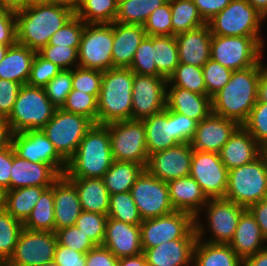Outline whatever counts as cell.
Returning a JSON list of instances; mask_svg holds the SVG:
<instances>
[{"label":"cell","mask_w":267,"mask_h":266,"mask_svg":"<svg viewBox=\"0 0 267 266\" xmlns=\"http://www.w3.org/2000/svg\"><path fill=\"white\" fill-rule=\"evenodd\" d=\"M43 88L51 103L56 108H61L72 90V69L61 70Z\"/></svg>","instance_id":"cell-51"},{"label":"cell","mask_w":267,"mask_h":266,"mask_svg":"<svg viewBox=\"0 0 267 266\" xmlns=\"http://www.w3.org/2000/svg\"><path fill=\"white\" fill-rule=\"evenodd\" d=\"M0 6L13 13L26 9V0H0Z\"/></svg>","instance_id":"cell-68"},{"label":"cell","mask_w":267,"mask_h":266,"mask_svg":"<svg viewBox=\"0 0 267 266\" xmlns=\"http://www.w3.org/2000/svg\"><path fill=\"white\" fill-rule=\"evenodd\" d=\"M257 100L267 104V66H263L258 82Z\"/></svg>","instance_id":"cell-65"},{"label":"cell","mask_w":267,"mask_h":266,"mask_svg":"<svg viewBox=\"0 0 267 266\" xmlns=\"http://www.w3.org/2000/svg\"><path fill=\"white\" fill-rule=\"evenodd\" d=\"M143 27L147 36H172L170 0L154 10Z\"/></svg>","instance_id":"cell-53"},{"label":"cell","mask_w":267,"mask_h":266,"mask_svg":"<svg viewBox=\"0 0 267 266\" xmlns=\"http://www.w3.org/2000/svg\"><path fill=\"white\" fill-rule=\"evenodd\" d=\"M75 15L74 9L60 4H41L15 13L17 42L39 52L51 36Z\"/></svg>","instance_id":"cell-2"},{"label":"cell","mask_w":267,"mask_h":266,"mask_svg":"<svg viewBox=\"0 0 267 266\" xmlns=\"http://www.w3.org/2000/svg\"><path fill=\"white\" fill-rule=\"evenodd\" d=\"M264 19V15L246 0H232L224 10L207 21V24L212 35L260 36V26Z\"/></svg>","instance_id":"cell-11"},{"label":"cell","mask_w":267,"mask_h":266,"mask_svg":"<svg viewBox=\"0 0 267 266\" xmlns=\"http://www.w3.org/2000/svg\"><path fill=\"white\" fill-rule=\"evenodd\" d=\"M239 126L234 120L211 113L197 123L195 135L190 144L193 150L219 153Z\"/></svg>","instance_id":"cell-21"},{"label":"cell","mask_w":267,"mask_h":266,"mask_svg":"<svg viewBox=\"0 0 267 266\" xmlns=\"http://www.w3.org/2000/svg\"><path fill=\"white\" fill-rule=\"evenodd\" d=\"M49 0H26V8L35 6V5H41V4H48Z\"/></svg>","instance_id":"cell-72"},{"label":"cell","mask_w":267,"mask_h":266,"mask_svg":"<svg viewBox=\"0 0 267 266\" xmlns=\"http://www.w3.org/2000/svg\"><path fill=\"white\" fill-rule=\"evenodd\" d=\"M11 144L20 158L51 165L60 175H64L67 162L57 153L54 145L42 129L27 130L12 134Z\"/></svg>","instance_id":"cell-17"},{"label":"cell","mask_w":267,"mask_h":266,"mask_svg":"<svg viewBox=\"0 0 267 266\" xmlns=\"http://www.w3.org/2000/svg\"><path fill=\"white\" fill-rule=\"evenodd\" d=\"M98 97L99 95L72 89L61 109L69 113L83 115L94 124H98Z\"/></svg>","instance_id":"cell-44"},{"label":"cell","mask_w":267,"mask_h":266,"mask_svg":"<svg viewBox=\"0 0 267 266\" xmlns=\"http://www.w3.org/2000/svg\"><path fill=\"white\" fill-rule=\"evenodd\" d=\"M179 63L203 67L211 57L212 34L208 24L175 35Z\"/></svg>","instance_id":"cell-23"},{"label":"cell","mask_w":267,"mask_h":266,"mask_svg":"<svg viewBox=\"0 0 267 266\" xmlns=\"http://www.w3.org/2000/svg\"><path fill=\"white\" fill-rule=\"evenodd\" d=\"M56 109L43 87L22 85L7 118L12 134L42 129L53 117Z\"/></svg>","instance_id":"cell-7"},{"label":"cell","mask_w":267,"mask_h":266,"mask_svg":"<svg viewBox=\"0 0 267 266\" xmlns=\"http://www.w3.org/2000/svg\"><path fill=\"white\" fill-rule=\"evenodd\" d=\"M134 72L130 68L103 71L98 97V124L131 119Z\"/></svg>","instance_id":"cell-4"},{"label":"cell","mask_w":267,"mask_h":266,"mask_svg":"<svg viewBox=\"0 0 267 266\" xmlns=\"http://www.w3.org/2000/svg\"><path fill=\"white\" fill-rule=\"evenodd\" d=\"M167 79L134 73L131 119L142 120L166 108Z\"/></svg>","instance_id":"cell-16"},{"label":"cell","mask_w":267,"mask_h":266,"mask_svg":"<svg viewBox=\"0 0 267 266\" xmlns=\"http://www.w3.org/2000/svg\"><path fill=\"white\" fill-rule=\"evenodd\" d=\"M48 187H22L6 192V211L16 220L24 223L34 206Z\"/></svg>","instance_id":"cell-36"},{"label":"cell","mask_w":267,"mask_h":266,"mask_svg":"<svg viewBox=\"0 0 267 266\" xmlns=\"http://www.w3.org/2000/svg\"><path fill=\"white\" fill-rule=\"evenodd\" d=\"M262 66L233 71L229 82L211 97L212 113L242 125L257 103Z\"/></svg>","instance_id":"cell-1"},{"label":"cell","mask_w":267,"mask_h":266,"mask_svg":"<svg viewBox=\"0 0 267 266\" xmlns=\"http://www.w3.org/2000/svg\"><path fill=\"white\" fill-rule=\"evenodd\" d=\"M257 221L263 234L265 243L267 242V198L252 204L247 208Z\"/></svg>","instance_id":"cell-63"},{"label":"cell","mask_w":267,"mask_h":266,"mask_svg":"<svg viewBox=\"0 0 267 266\" xmlns=\"http://www.w3.org/2000/svg\"><path fill=\"white\" fill-rule=\"evenodd\" d=\"M23 227L32 231L55 232L53 188L48 187L41 195Z\"/></svg>","instance_id":"cell-38"},{"label":"cell","mask_w":267,"mask_h":266,"mask_svg":"<svg viewBox=\"0 0 267 266\" xmlns=\"http://www.w3.org/2000/svg\"><path fill=\"white\" fill-rule=\"evenodd\" d=\"M204 206L203 209H207V228L213 234L212 239L204 241L229 244L233 239L240 216L246 208L225 198L209 199Z\"/></svg>","instance_id":"cell-19"},{"label":"cell","mask_w":267,"mask_h":266,"mask_svg":"<svg viewBox=\"0 0 267 266\" xmlns=\"http://www.w3.org/2000/svg\"><path fill=\"white\" fill-rule=\"evenodd\" d=\"M170 8L172 36L207 24L192 0H170Z\"/></svg>","instance_id":"cell-40"},{"label":"cell","mask_w":267,"mask_h":266,"mask_svg":"<svg viewBox=\"0 0 267 266\" xmlns=\"http://www.w3.org/2000/svg\"><path fill=\"white\" fill-rule=\"evenodd\" d=\"M130 193L142 220L172 213L167 182L152 176L146 169L136 179Z\"/></svg>","instance_id":"cell-14"},{"label":"cell","mask_w":267,"mask_h":266,"mask_svg":"<svg viewBox=\"0 0 267 266\" xmlns=\"http://www.w3.org/2000/svg\"><path fill=\"white\" fill-rule=\"evenodd\" d=\"M23 223L6 210L0 211V261L9 260L16 247Z\"/></svg>","instance_id":"cell-45"},{"label":"cell","mask_w":267,"mask_h":266,"mask_svg":"<svg viewBox=\"0 0 267 266\" xmlns=\"http://www.w3.org/2000/svg\"><path fill=\"white\" fill-rule=\"evenodd\" d=\"M108 216L82 211L74 226L82 231L96 246H102Z\"/></svg>","instance_id":"cell-46"},{"label":"cell","mask_w":267,"mask_h":266,"mask_svg":"<svg viewBox=\"0 0 267 266\" xmlns=\"http://www.w3.org/2000/svg\"><path fill=\"white\" fill-rule=\"evenodd\" d=\"M114 159L107 125L93 124L67 162V178H103Z\"/></svg>","instance_id":"cell-3"},{"label":"cell","mask_w":267,"mask_h":266,"mask_svg":"<svg viewBox=\"0 0 267 266\" xmlns=\"http://www.w3.org/2000/svg\"><path fill=\"white\" fill-rule=\"evenodd\" d=\"M195 218L197 240L193 250L192 266H243V260L229 244H214L203 241L205 227Z\"/></svg>","instance_id":"cell-26"},{"label":"cell","mask_w":267,"mask_h":266,"mask_svg":"<svg viewBox=\"0 0 267 266\" xmlns=\"http://www.w3.org/2000/svg\"><path fill=\"white\" fill-rule=\"evenodd\" d=\"M10 190L22 187H51L61 176L51 165L20 158L12 146Z\"/></svg>","instance_id":"cell-24"},{"label":"cell","mask_w":267,"mask_h":266,"mask_svg":"<svg viewBox=\"0 0 267 266\" xmlns=\"http://www.w3.org/2000/svg\"><path fill=\"white\" fill-rule=\"evenodd\" d=\"M115 161L134 162L146 167V129L143 120L128 119L107 124Z\"/></svg>","instance_id":"cell-12"},{"label":"cell","mask_w":267,"mask_h":266,"mask_svg":"<svg viewBox=\"0 0 267 266\" xmlns=\"http://www.w3.org/2000/svg\"><path fill=\"white\" fill-rule=\"evenodd\" d=\"M254 8H256L264 17H267V0H246Z\"/></svg>","instance_id":"cell-69"},{"label":"cell","mask_w":267,"mask_h":266,"mask_svg":"<svg viewBox=\"0 0 267 266\" xmlns=\"http://www.w3.org/2000/svg\"><path fill=\"white\" fill-rule=\"evenodd\" d=\"M263 151L250 133L240 125L223 145L219 155L223 164L231 170L252 162Z\"/></svg>","instance_id":"cell-27"},{"label":"cell","mask_w":267,"mask_h":266,"mask_svg":"<svg viewBox=\"0 0 267 266\" xmlns=\"http://www.w3.org/2000/svg\"><path fill=\"white\" fill-rule=\"evenodd\" d=\"M79 47L46 45L38 53L46 60L60 67L62 70H71L78 67Z\"/></svg>","instance_id":"cell-52"},{"label":"cell","mask_w":267,"mask_h":266,"mask_svg":"<svg viewBox=\"0 0 267 266\" xmlns=\"http://www.w3.org/2000/svg\"><path fill=\"white\" fill-rule=\"evenodd\" d=\"M167 85L187 89L200 95H207L201 67L179 63L174 73L168 78Z\"/></svg>","instance_id":"cell-42"},{"label":"cell","mask_w":267,"mask_h":266,"mask_svg":"<svg viewBox=\"0 0 267 266\" xmlns=\"http://www.w3.org/2000/svg\"><path fill=\"white\" fill-rule=\"evenodd\" d=\"M21 86L18 82L0 79V117H9Z\"/></svg>","instance_id":"cell-57"},{"label":"cell","mask_w":267,"mask_h":266,"mask_svg":"<svg viewBox=\"0 0 267 266\" xmlns=\"http://www.w3.org/2000/svg\"><path fill=\"white\" fill-rule=\"evenodd\" d=\"M224 198L246 209L267 198V150L252 162L229 170Z\"/></svg>","instance_id":"cell-6"},{"label":"cell","mask_w":267,"mask_h":266,"mask_svg":"<svg viewBox=\"0 0 267 266\" xmlns=\"http://www.w3.org/2000/svg\"><path fill=\"white\" fill-rule=\"evenodd\" d=\"M86 23L74 15L50 38L48 45L79 47Z\"/></svg>","instance_id":"cell-49"},{"label":"cell","mask_w":267,"mask_h":266,"mask_svg":"<svg viewBox=\"0 0 267 266\" xmlns=\"http://www.w3.org/2000/svg\"><path fill=\"white\" fill-rule=\"evenodd\" d=\"M93 124L90 119L83 115L69 113L57 108L42 131L54 145L57 153L68 162L74 156L79 143Z\"/></svg>","instance_id":"cell-10"},{"label":"cell","mask_w":267,"mask_h":266,"mask_svg":"<svg viewBox=\"0 0 267 266\" xmlns=\"http://www.w3.org/2000/svg\"><path fill=\"white\" fill-rule=\"evenodd\" d=\"M144 169L138 163L114 160L103 176L109 194L129 192Z\"/></svg>","instance_id":"cell-35"},{"label":"cell","mask_w":267,"mask_h":266,"mask_svg":"<svg viewBox=\"0 0 267 266\" xmlns=\"http://www.w3.org/2000/svg\"><path fill=\"white\" fill-rule=\"evenodd\" d=\"M49 3L64 5L75 10L78 0H49Z\"/></svg>","instance_id":"cell-70"},{"label":"cell","mask_w":267,"mask_h":266,"mask_svg":"<svg viewBox=\"0 0 267 266\" xmlns=\"http://www.w3.org/2000/svg\"><path fill=\"white\" fill-rule=\"evenodd\" d=\"M140 227L142 250L173 240L197 239L195 217L184 211L142 220Z\"/></svg>","instance_id":"cell-9"},{"label":"cell","mask_w":267,"mask_h":266,"mask_svg":"<svg viewBox=\"0 0 267 266\" xmlns=\"http://www.w3.org/2000/svg\"><path fill=\"white\" fill-rule=\"evenodd\" d=\"M11 45H0V61L4 59V56Z\"/></svg>","instance_id":"cell-73"},{"label":"cell","mask_w":267,"mask_h":266,"mask_svg":"<svg viewBox=\"0 0 267 266\" xmlns=\"http://www.w3.org/2000/svg\"><path fill=\"white\" fill-rule=\"evenodd\" d=\"M171 205L175 211H184L195 218L208 202L199 184L190 175L167 182Z\"/></svg>","instance_id":"cell-29"},{"label":"cell","mask_w":267,"mask_h":266,"mask_svg":"<svg viewBox=\"0 0 267 266\" xmlns=\"http://www.w3.org/2000/svg\"><path fill=\"white\" fill-rule=\"evenodd\" d=\"M113 23L86 24L78 49V67L107 71L112 61Z\"/></svg>","instance_id":"cell-13"},{"label":"cell","mask_w":267,"mask_h":266,"mask_svg":"<svg viewBox=\"0 0 267 266\" xmlns=\"http://www.w3.org/2000/svg\"><path fill=\"white\" fill-rule=\"evenodd\" d=\"M77 190L82 211L108 215L110 194L103 178H68Z\"/></svg>","instance_id":"cell-34"},{"label":"cell","mask_w":267,"mask_h":266,"mask_svg":"<svg viewBox=\"0 0 267 266\" xmlns=\"http://www.w3.org/2000/svg\"><path fill=\"white\" fill-rule=\"evenodd\" d=\"M197 239H178L143 250L148 266H188Z\"/></svg>","instance_id":"cell-31"},{"label":"cell","mask_w":267,"mask_h":266,"mask_svg":"<svg viewBox=\"0 0 267 266\" xmlns=\"http://www.w3.org/2000/svg\"><path fill=\"white\" fill-rule=\"evenodd\" d=\"M263 244L266 243L261 229L255 218L246 209L240 216L238 226L229 246L244 260L267 246Z\"/></svg>","instance_id":"cell-32"},{"label":"cell","mask_w":267,"mask_h":266,"mask_svg":"<svg viewBox=\"0 0 267 266\" xmlns=\"http://www.w3.org/2000/svg\"><path fill=\"white\" fill-rule=\"evenodd\" d=\"M146 36L142 25L113 22V68H130L134 54Z\"/></svg>","instance_id":"cell-28"},{"label":"cell","mask_w":267,"mask_h":266,"mask_svg":"<svg viewBox=\"0 0 267 266\" xmlns=\"http://www.w3.org/2000/svg\"><path fill=\"white\" fill-rule=\"evenodd\" d=\"M12 132L6 118L0 117V149L11 144Z\"/></svg>","instance_id":"cell-66"},{"label":"cell","mask_w":267,"mask_h":266,"mask_svg":"<svg viewBox=\"0 0 267 266\" xmlns=\"http://www.w3.org/2000/svg\"><path fill=\"white\" fill-rule=\"evenodd\" d=\"M119 0H78L75 15L86 24L113 23Z\"/></svg>","instance_id":"cell-37"},{"label":"cell","mask_w":267,"mask_h":266,"mask_svg":"<svg viewBox=\"0 0 267 266\" xmlns=\"http://www.w3.org/2000/svg\"><path fill=\"white\" fill-rule=\"evenodd\" d=\"M17 42L15 13L0 6V45H14Z\"/></svg>","instance_id":"cell-58"},{"label":"cell","mask_w":267,"mask_h":266,"mask_svg":"<svg viewBox=\"0 0 267 266\" xmlns=\"http://www.w3.org/2000/svg\"><path fill=\"white\" fill-rule=\"evenodd\" d=\"M41 266H59L56 262L52 261V262H49V263H45Z\"/></svg>","instance_id":"cell-75"},{"label":"cell","mask_w":267,"mask_h":266,"mask_svg":"<svg viewBox=\"0 0 267 266\" xmlns=\"http://www.w3.org/2000/svg\"><path fill=\"white\" fill-rule=\"evenodd\" d=\"M168 0H119L115 22L144 25L150 14Z\"/></svg>","instance_id":"cell-41"},{"label":"cell","mask_w":267,"mask_h":266,"mask_svg":"<svg viewBox=\"0 0 267 266\" xmlns=\"http://www.w3.org/2000/svg\"><path fill=\"white\" fill-rule=\"evenodd\" d=\"M6 192L7 190L0 186V211L6 209Z\"/></svg>","instance_id":"cell-71"},{"label":"cell","mask_w":267,"mask_h":266,"mask_svg":"<svg viewBox=\"0 0 267 266\" xmlns=\"http://www.w3.org/2000/svg\"><path fill=\"white\" fill-rule=\"evenodd\" d=\"M56 245L55 232L23 228L8 261L20 266H41L54 261Z\"/></svg>","instance_id":"cell-18"},{"label":"cell","mask_w":267,"mask_h":266,"mask_svg":"<svg viewBox=\"0 0 267 266\" xmlns=\"http://www.w3.org/2000/svg\"><path fill=\"white\" fill-rule=\"evenodd\" d=\"M59 245L81 253H88L96 245L76 226L66 227L55 231Z\"/></svg>","instance_id":"cell-56"},{"label":"cell","mask_w":267,"mask_h":266,"mask_svg":"<svg viewBox=\"0 0 267 266\" xmlns=\"http://www.w3.org/2000/svg\"><path fill=\"white\" fill-rule=\"evenodd\" d=\"M117 266H148L143 253L136 256L118 258Z\"/></svg>","instance_id":"cell-67"},{"label":"cell","mask_w":267,"mask_h":266,"mask_svg":"<svg viewBox=\"0 0 267 266\" xmlns=\"http://www.w3.org/2000/svg\"><path fill=\"white\" fill-rule=\"evenodd\" d=\"M116 257L136 256L143 253L141 227L107 218L103 244Z\"/></svg>","instance_id":"cell-22"},{"label":"cell","mask_w":267,"mask_h":266,"mask_svg":"<svg viewBox=\"0 0 267 266\" xmlns=\"http://www.w3.org/2000/svg\"><path fill=\"white\" fill-rule=\"evenodd\" d=\"M243 266H267V246L243 260Z\"/></svg>","instance_id":"cell-64"},{"label":"cell","mask_w":267,"mask_h":266,"mask_svg":"<svg viewBox=\"0 0 267 266\" xmlns=\"http://www.w3.org/2000/svg\"><path fill=\"white\" fill-rule=\"evenodd\" d=\"M54 195L55 231L74 226L82 212L75 185L61 175L51 186Z\"/></svg>","instance_id":"cell-25"},{"label":"cell","mask_w":267,"mask_h":266,"mask_svg":"<svg viewBox=\"0 0 267 266\" xmlns=\"http://www.w3.org/2000/svg\"><path fill=\"white\" fill-rule=\"evenodd\" d=\"M153 59L157 71L168 80L179 65L175 36H153Z\"/></svg>","instance_id":"cell-39"},{"label":"cell","mask_w":267,"mask_h":266,"mask_svg":"<svg viewBox=\"0 0 267 266\" xmlns=\"http://www.w3.org/2000/svg\"><path fill=\"white\" fill-rule=\"evenodd\" d=\"M142 120L146 129L148 155L180 143H190L197 128L195 120L167 108Z\"/></svg>","instance_id":"cell-5"},{"label":"cell","mask_w":267,"mask_h":266,"mask_svg":"<svg viewBox=\"0 0 267 266\" xmlns=\"http://www.w3.org/2000/svg\"><path fill=\"white\" fill-rule=\"evenodd\" d=\"M103 71L75 67L72 69V89L99 95Z\"/></svg>","instance_id":"cell-54"},{"label":"cell","mask_w":267,"mask_h":266,"mask_svg":"<svg viewBox=\"0 0 267 266\" xmlns=\"http://www.w3.org/2000/svg\"><path fill=\"white\" fill-rule=\"evenodd\" d=\"M107 216L132 225H140L142 223V218L130 191L110 195Z\"/></svg>","instance_id":"cell-43"},{"label":"cell","mask_w":267,"mask_h":266,"mask_svg":"<svg viewBox=\"0 0 267 266\" xmlns=\"http://www.w3.org/2000/svg\"><path fill=\"white\" fill-rule=\"evenodd\" d=\"M166 108L199 123L212 113L211 97L167 85Z\"/></svg>","instance_id":"cell-30"},{"label":"cell","mask_w":267,"mask_h":266,"mask_svg":"<svg viewBox=\"0 0 267 266\" xmlns=\"http://www.w3.org/2000/svg\"><path fill=\"white\" fill-rule=\"evenodd\" d=\"M54 262L59 266H86V254L57 243Z\"/></svg>","instance_id":"cell-59"},{"label":"cell","mask_w":267,"mask_h":266,"mask_svg":"<svg viewBox=\"0 0 267 266\" xmlns=\"http://www.w3.org/2000/svg\"><path fill=\"white\" fill-rule=\"evenodd\" d=\"M192 155L191 144L180 143L149 155L145 169L152 176L169 182L190 174Z\"/></svg>","instance_id":"cell-20"},{"label":"cell","mask_w":267,"mask_h":266,"mask_svg":"<svg viewBox=\"0 0 267 266\" xmlns=\"http://www.w3.org/2000/svg\"><path fill=\"white\" fill-rule=\"evenodd\" d=\"M61 70L60 67L44 59L37 52L32 62L27 85L32 87H44L52 78L56 77Z\"/></svg>","instance_id":"cell-55"},{"label":"cell","mask_w":267,"mask_h":266,"mask_svg":"<svg viewBox=\"0 0 267 266\" xmlns=\"http://www.w3.org/2000/svg\"><path fill=\"white\" fill-rule=\"evenodd\" d=\"M200 15L207 22L224 10L232 0H192Z\"/></svg>","instance_id":"cell-61"},{"label":"cell","mask_w":267,"mask_h":266,"mask_svg":"<svg viewBox=\"0 0 267 266\" xmlns=\"http://www.w3.org/2000/svg\"><path fill=\"white\" fill-rule=\"evenodd\" d=\"M263 46L260 36L212 35L210 58L232 71L262 66Z\"/></svg>","instance_id":"cell-8"},{"label":"cell","mask_w":267,"mask_h":266,"mask_svg":"<svg viewBox=\"0 0 267 266\" xmlns=\"http://www.w3.org/2000/svg\"><path fill=\"white\" fill-rule=\"evenodd\" d=\"M130 69L139 75L162 76L153 59V36H146L139 44Z\"/></svg>","instance_id":"cell-48"},{"label":"cell","mask_w":267,"mask_h":266,"mask_svg":"<svg viewBox=\"0 0 267 266\" xmlns=\"http://www.w3.org/2000/svg\"><path fill=\"white\" fill-rule=\"evenodd\" d=\"M202 73L207 96L212 97L229 82L233 71L210 58L202 67Z\"/></svg>","instance_id":"cell-50"},{"label":"cell","mask_w":267,"mask_h":266,"mask_svg":"<svg viewBox=\"0 0 267 266\" xmlns=\"http://www.w3.org/2000/svg\"><path fill=\"white\" fill-rule=\"evenodd\" d=\"M116 258L104 246H96L86 253V266H117Z\"/></svg>","instance_id":"cell-60"},{"label":"cell","mask_w":267,"mask_h":266,"mask_svg":"<svg viewBox=\"0 0 267 266\" xmlns=\"http://www.w3.org/2000/svg\"><path fill=\"white\" fill-rule=\"evenodd\" d=\"M189 175L199 184L208 199L224 198L229 170L219 153L193 150Z\"/></svg>","instance_id":"cell-15"},{"label":"cell","mask_w":267,"mask_h":266,"mask_svg":"<svg viewBox=\"0 0 267 266\" xmlns=\"http://www.w3.org/2000/svg\"><path fill=\"white\" fill-rule=\"evenodd\" d=\"M12 167V144L0 149V186L10 190Z\"/></svg>","instance_id":"cell-62"},{"label":"cell","mask_w":267,"mask_h":266,"mask_svg":"<svg viewBox=\"0 0 267 266\" xmlns=\"http://www.w3.org/2000/svg\"><path fill=\"white\" fill-rule=\"evenodd\" d=\"M242 126L264 150H267V104L257 100Z\"/></svg>","instance_id":"cell-47"},{"label":"cell","mask_w":267,"mask_h":266,"mask_svg":"<svg viewBox=\"0 0 267 266\" xmlns=\"http://www.w3.org/2000/svg\"><path fill=\"white\" fill-rule=\"evenodd\" d=\"M0 266H20V265H17L15 263H11L8 260H4V261H0Z\"/></svg>","instance_id":"cell-74"},{"label":"cell","mask_w":267,"mask_h":266,"mask_svg":"<svg viewBox=\"0 0 267 266\" xmlns=\"http://www.w3.org/2000/svg\"><path fill=\"white\" fill-rule=\"evenodd\" d=\"M36 53L18 42L9 46L4 59L0 61V79L26 85Z\"/></svg>","instance_id":"cell-33"}]
</instances>
